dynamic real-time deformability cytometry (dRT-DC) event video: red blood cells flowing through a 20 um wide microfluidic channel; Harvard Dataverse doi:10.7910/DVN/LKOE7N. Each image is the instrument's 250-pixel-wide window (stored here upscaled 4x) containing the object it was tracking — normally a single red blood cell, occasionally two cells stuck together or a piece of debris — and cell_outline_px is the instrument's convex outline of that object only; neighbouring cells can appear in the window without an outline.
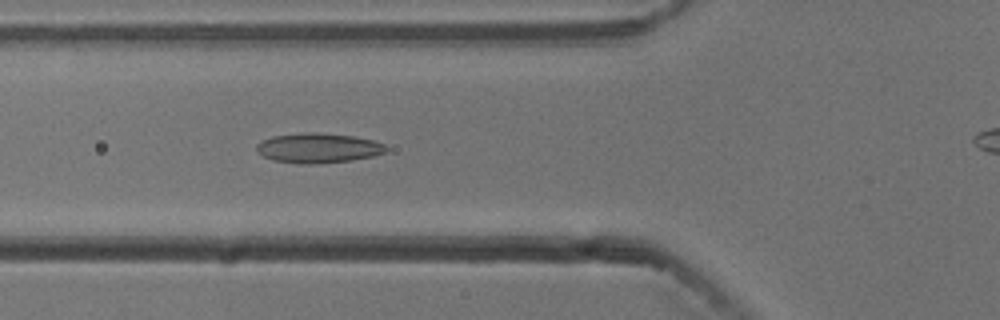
{"species": "common noctule bat (a hibernating species)", "species_latin": "Nyctalus noctula", "temperature_condition": "cold", "stored_images_in_passage": 48, "camera_frame_rate_fps": 3000, "um_per_image_px": 0.085, "animal": {"sex": "male", "body_mass_g": 13.3}, "frame": {"image": 1, "passage_image": 20, "time_ms": 6.333, "image_size_px": [1000, 320], "cell_outline_px": [[388, 148], [384, 152], [372, 156], [352, 160], [320, 164], [300, 164], [272, 160], [256, 152], [256, 144], [272, 136], [300, 132], [316, 132], [356, 136], [372, 140], [384, 144]], "centroid_in_image_um": [27.02, 12.58], "position_along_channel_um": 98.8, "area_um2": 22.72}}
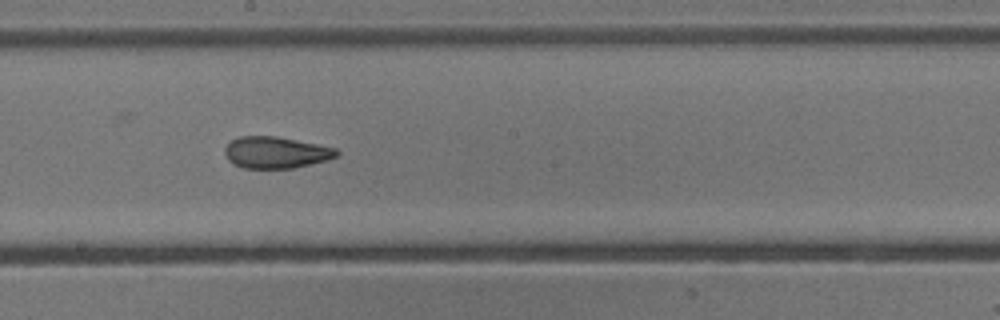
{"frame": {"image": 2, "passage_image": 30, "time_ms": 9.667, "image_size_px": [1000, 320], "cell_outline_px": [[340, 152], [336, 156], [328, 160], [312, 164], [292, 168], [244, 168], [232, 164], [228, 160], [224, 152], [224, 148], [232, 140], [240, 136], [276, 136], [336, 148]], "centroid_in_image_um": [23.44, 12.96], "position_along_channel_um": 224.8, "area_um2": 20.58}}
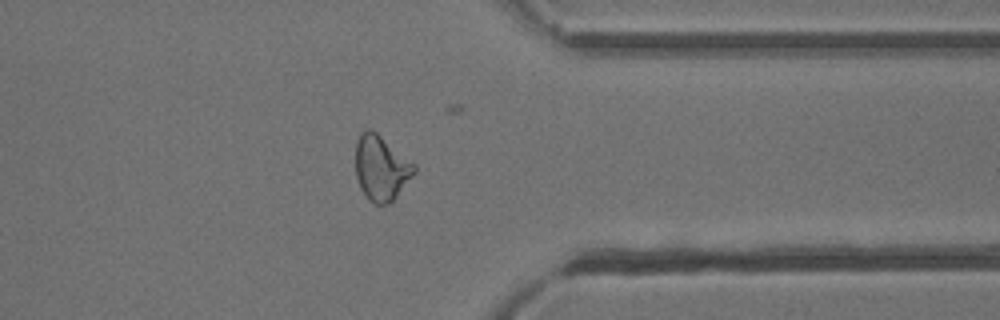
{"frame": {"image": 3, "passage_image": 43, "time_ms": 14.0, "image_size_px": [1000, 320], "cell_outline_px": [[416, 172], [396, 196], [388, 204], [376, 204], [368, 200], [360, 188], [356, 176], [356, 140], [360, 132], [364, 128], [372, 128], [416, 164]], "centroid_in_image_um": [32.39, 14.24], "position_along_channel_um": 379.0, "area_um2": 22.48}}